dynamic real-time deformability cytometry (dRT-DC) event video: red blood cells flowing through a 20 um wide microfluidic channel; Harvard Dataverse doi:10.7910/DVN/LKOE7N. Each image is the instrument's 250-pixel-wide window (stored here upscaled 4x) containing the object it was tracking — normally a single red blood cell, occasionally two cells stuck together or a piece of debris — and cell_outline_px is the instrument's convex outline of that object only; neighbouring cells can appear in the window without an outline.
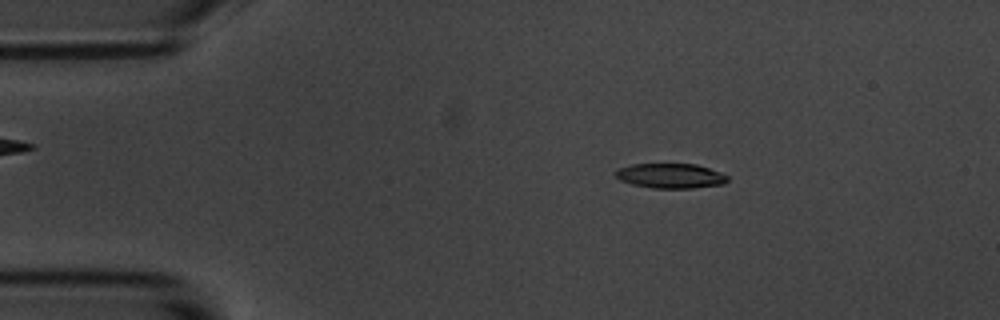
{"species": "common noctule bat (a hibernating species)", "species_latin": "Nyctalus noctula", "temperature_condition": "room temperature", "stored_images_in_passage": 55, "camera_frame_rate_fps": 3000, "um_per_image_px": 0.085, "animal": {"sex": "male", "body_mass_g": 20.1, "forearm_length_mm": 53.5}, "frame": {"image": 1, "passage_image": 9, "time_ms": 2.667, "image_size_px": [1000, 320], "cell_outline_px": [[728, 180], [724, 184], [692, 188], [652, 188], [632, 184], [620, 180], [612, 172], [616, 168], [632, 164], [696, 164], [720, 172], [728, 176]], "centroid_in_image_um": [56.95, 14.94], "position_along_channel_um": 28.0, "area_um2": 16.3}}
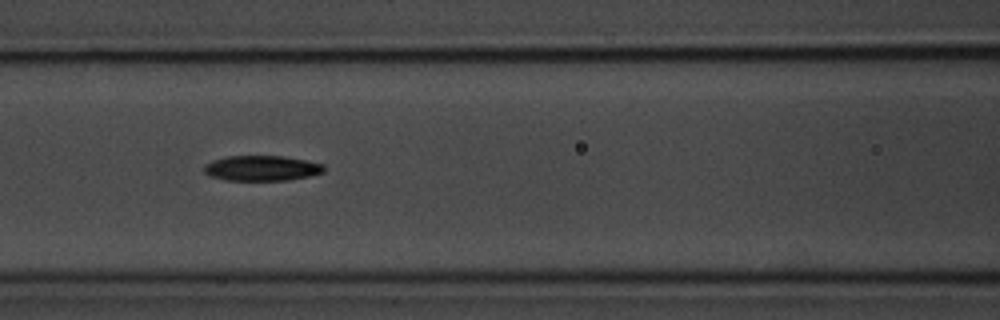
{"frame": {"image": 2, "passage_image": 23, "time_ms": 7.333, "image_size_px": [1000, 320], "cell_outline_px": [[324, 172], [308, 176], [288, 180], [224, 180], [208, 176], [204, 172], [204, 168], [212, 160], [224, 156], [284, 156], [324, 164]], "centroid_in_image_um": [22.22, 14.29], "position_along_channel_um": 144.4, "area_um2": 17.63}}
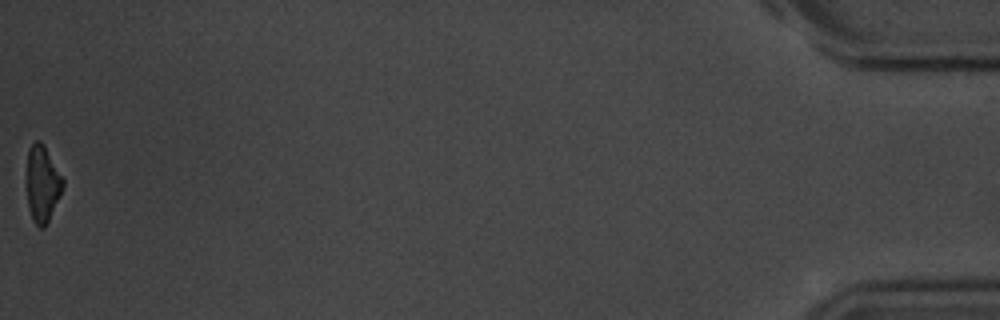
{"frame": {"image": 3, "passage_image": 55, "time_ms": 18.0, "image_size_px": [1000, 320], "cell_outline_px": [[64, 184], [60, 196], [44, 228], [40, 228], [32, 220], [28, 208], [24, 180], [28, 148], [36, 140], [40, 140], [44, 144], [64, 180]], "centroid_in_image_um": [3.55, 15.6], "position_along_channel_um": 431.7, "area_um2": 16.7}, "authors_computed_cell_mechanics": {"area_um2": 17.3978, "velocity_mm_per_s": 3.6284, "shape_relaxation_time_tau1_ms": 2.9363, "shape_relaxation_time_tau2_ms": 7.3501, "deformation_change_tau1": 0.1757, "deformation_change_tau2": 0.1675}}